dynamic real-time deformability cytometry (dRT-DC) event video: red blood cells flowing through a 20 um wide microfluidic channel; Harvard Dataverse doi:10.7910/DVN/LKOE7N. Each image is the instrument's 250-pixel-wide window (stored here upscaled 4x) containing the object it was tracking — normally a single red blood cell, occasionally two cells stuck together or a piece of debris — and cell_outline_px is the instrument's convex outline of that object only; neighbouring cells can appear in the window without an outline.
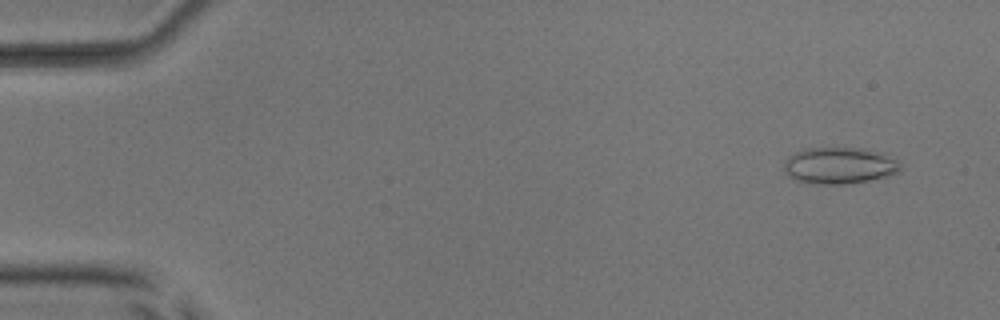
{"species": "common noctule bat (a hibernating species)", "species_latin": "Nyctalus noctula", "temperature_condition": "room temperature", "stored_images_in_passage": 52, "camera_frame_rate_fps": 3000, "um_per_image_px": 0.085, "animal": {"sex": "male", "body_mass_g": 17.9, "forearm_length_mm": 54.2}, "frame": {"image": 1, "passage_image": 4, "time_ms": 1.0, "image_size_px": [1000, 320], "cell_outline_px": [[900, 172], [888, 176], [868, 180], [844, 184], [808, 184], [796, 180], [788, 176], [784, 168], [784, 164], [796, 152], [808, 148], [860, 148], [884, 152], [896, 160], [900, 168]], "centroid_in_image_um": [71.37, 14.08], "position_along_channel_um": 13.6, "area_um2": 24.68}}
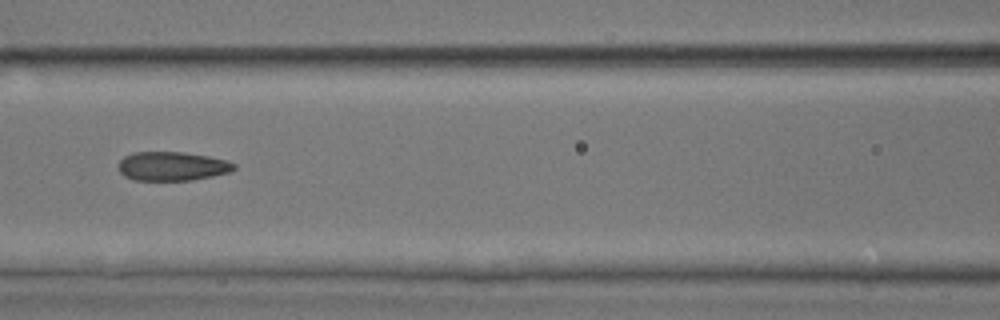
{"frame": {"image": 2, "passage_image": 24, "time_ms": 7.667, "image_size_px": [1000, 320], "cell_outline_px": [[236, 168], [228, 172], [212, 176], [192, 180], [132, 180], [124, 176], [120, 172], [120, 160], [124, 156], [132, 152], [184, 152], [208, 156], [228, 160], [236, 164]], "centroid_in_image_um": [14.64, 14.12], "position_along_channel_um": 152.0, "area_um2": 19.54}}
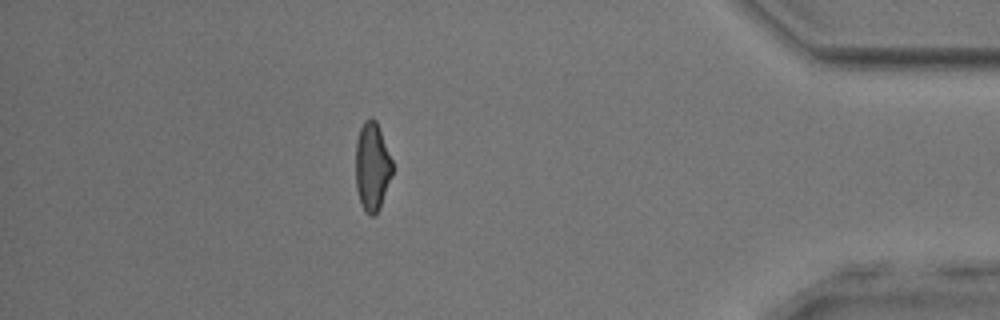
{"frame": {"image": 3, "passage_image": 46, "time_ms": 15.0, "image_size_px": [1000, 320], "cell_outline_px": [[392, 172], [380, 208], [372, 216], [368, 216], [364, 212], [360, 204], [356, 188], [356, 140], [360, 128], [364, 120], [368, 116], [372, 116], [376, 120], [392, 160]], "centroid_in_image_um": [31.61, 14.15], "position_along_channel_um": 403.6, "area_um2": 19.02}, "authors_computed_cell_mechanics": {"area_um2": 20.1722, "velocity_mm_per_s": 3.9976, "shape_relaxation_time_tau1_ms": 9.0966, "shape_relaxation_time_tau2_ms": 1.5305, "deformation_change_tau1": 0.2107, "deformation_change_tau2": 0.0825}}